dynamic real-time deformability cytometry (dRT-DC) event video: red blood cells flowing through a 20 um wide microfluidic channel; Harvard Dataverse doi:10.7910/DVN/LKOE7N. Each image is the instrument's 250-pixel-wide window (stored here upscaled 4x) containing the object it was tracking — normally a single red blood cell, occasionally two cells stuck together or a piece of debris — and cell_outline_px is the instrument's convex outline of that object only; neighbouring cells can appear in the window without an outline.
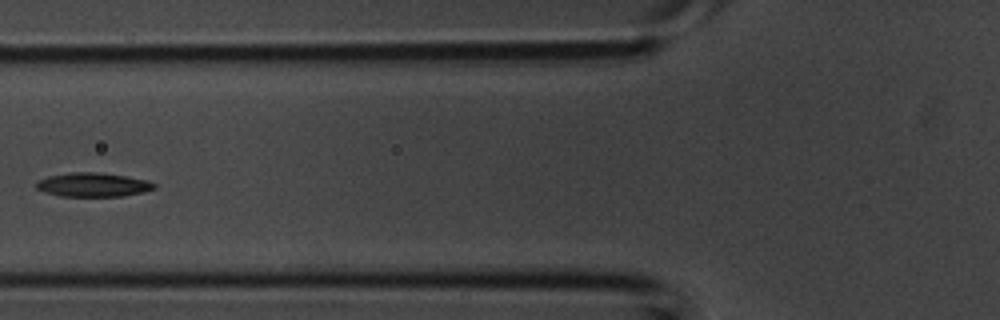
{"species": "common noctule bat (a hibernating species)", "species_latin": "Nyctalus noctula", "temperature_condition": "room temperature", "stored_images_in_passage": 3, "camera_frame_rate_fps": 3000, "um_per_image_px": 0.085, "animal": {"sex": "male", "body_mass_g": 20.1, "forearm_length_mm": 53.5}, "frame": {"image": 1, "passage_image": 3, "time_ms": 0.667, "image_size_px": [1000, 320], "cell_outline_px": [[156, 188], [144, 192], [120, 196], [60, 196], [44, 192], [36, 188], [36, 180], [48, 176], [72, 172], [96, 172], [124, 176], [148, 180], [156, 184]], "centroid_in_image_um": [7.89, 15.7], "position_along_channel_um": 117.9, "area_um2": 16.47}}